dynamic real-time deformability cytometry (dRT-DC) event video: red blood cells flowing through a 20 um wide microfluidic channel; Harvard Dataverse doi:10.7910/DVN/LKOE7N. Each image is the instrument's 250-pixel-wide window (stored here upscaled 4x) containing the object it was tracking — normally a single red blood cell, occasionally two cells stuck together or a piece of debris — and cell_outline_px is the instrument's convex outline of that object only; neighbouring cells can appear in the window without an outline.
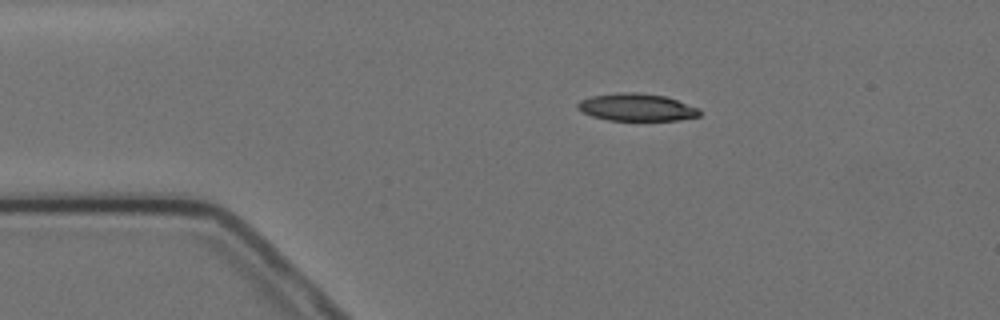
{"species": "Egyptian fruit bat (a non-hibernating species)", "species_latin": "Rousettus aegyptiacus", "temperature_condition": "cold", "stored_images_in_passage": 9, "camera_frame_rate_fps": 3000, "um_per_image_px": 0.085, "animal": {"sex": "female"}, "frame": {"image": 1, "passage_image": 1, "time_ms": 0.0, "image_size_px": [1000, 320], "cell_outline_px": [[700, 116], [676, 120], [608, 120], [592, 116], [576, 108], [576, 104], [580, 100], [592, 96], [616, 92], [636, 92], [664, 96], [700, 108]], "centroid_in_image_um": [54.1, 9.11], "position_along_channel_um": 30.9, "area_um2": 19.42}}
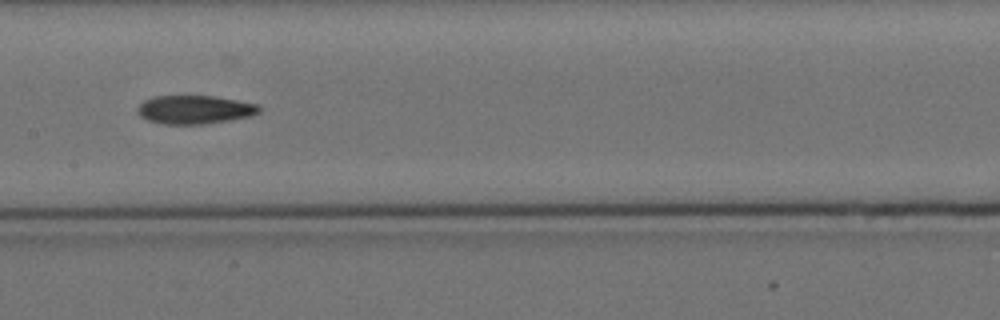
{"frame": {"image": 2, "passage_image": 6, "time_ms": 5.667, "image_size_px": [1000, 320], "cell_outline_px": [[260, 112], [252, 116], [228, 120], [200, 124], [160, 124], [148, 120], [140, 116], [136, 108], [144, 100], [152, 96], [212, 96], [260, 104]], "centroid_in_image_um": [16.54, 9.31], "position_along_channel_um": 190.9, "area_um2": 20.23}}
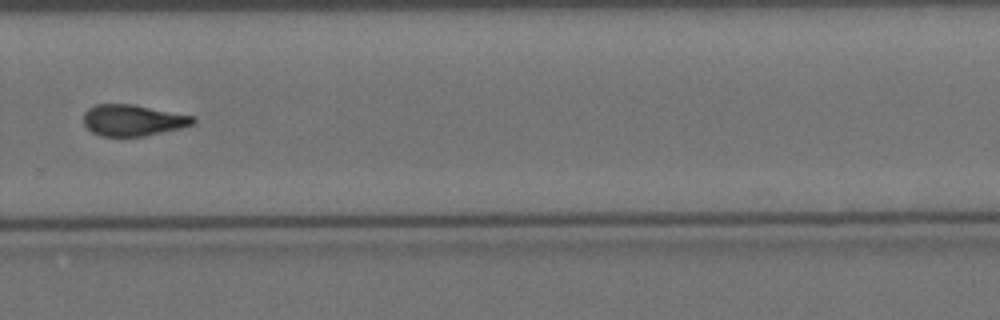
{"frame": {"image": 3, "passage_image": 9, "time_ms": 9.333, "image_size_px": [1000, 320], "cell_outline_px": [[196, 120], [192, 124], [180, 128], [144, 136], [100, 136], [92, 132], [84, 124], [84, 112], [88, 108], [96, 104], [132, 104], [196, 116]], "centroid_in_image_um": [11.29, 10.21], "position_along_channel_um": 318.5, "area_um2": 19.94}}